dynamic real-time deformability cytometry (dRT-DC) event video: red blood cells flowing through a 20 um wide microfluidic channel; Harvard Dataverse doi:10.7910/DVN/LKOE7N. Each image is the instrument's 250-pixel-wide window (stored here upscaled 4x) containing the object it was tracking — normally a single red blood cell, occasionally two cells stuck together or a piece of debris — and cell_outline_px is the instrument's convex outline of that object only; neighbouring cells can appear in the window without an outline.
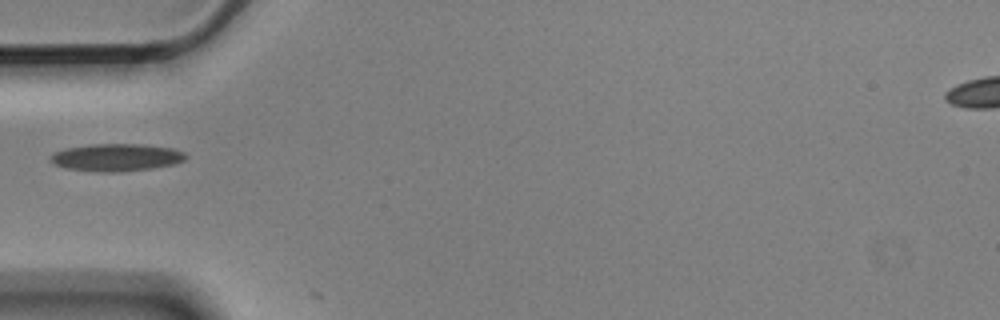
{"species": "Egyptian fruit bat (a non-hibernating species)", "species_latin": "Rousettus aegyptiacus", "temperature_condition": "cold", "stored_images_in_passage": 3, "camera_frame_rate_fps": 3000, "um_per_image_px": 0.085, "animal": {"sex": "male"}, "frame": {"image": 1, "passage_image": 1, "time_ms": 0.0, "image_size_px": [1000, 320], "cell_outline_px": [[188, 156], [184, 160], [176, 164], [152, 168], [112, 172], [104, 172], [64, 168], [48, 160], [48, 156], [52, 152], [64, 148], [92, 144], [140, 144], [172, 148], [184, 152]], "centroid_in_image_um": [9.86, 13.37], "position_along_channel_um": 75.1, "area_um2": 21.73}}
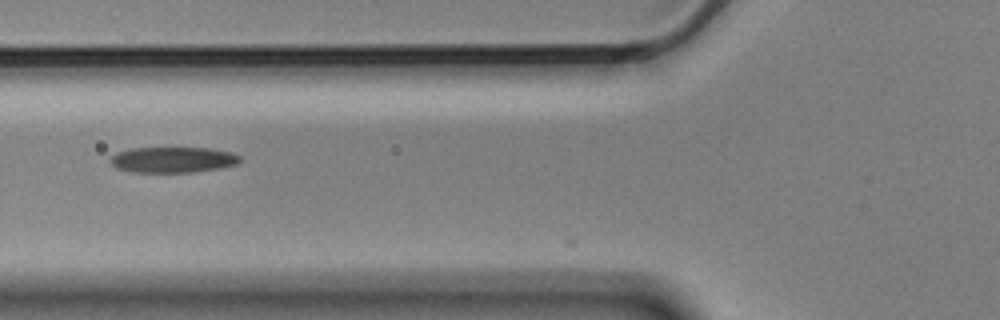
{"frame": {"image": 2, "passage_image": 2, "time_ms": 0.333, "image_size_px": [1000, 320], "cell_outline_px": [[240, 160], [236, 164], [220, 168], [192, 172], [132, 172], [116, 168], [108, 160], [116, 152], [132, 148], [208, 148], [232, 152], [240, 156]], "centroid_in_image_um": [14.67, 13.58], "position_along_channel_um": 111.1, "area_um2": 19.42}}
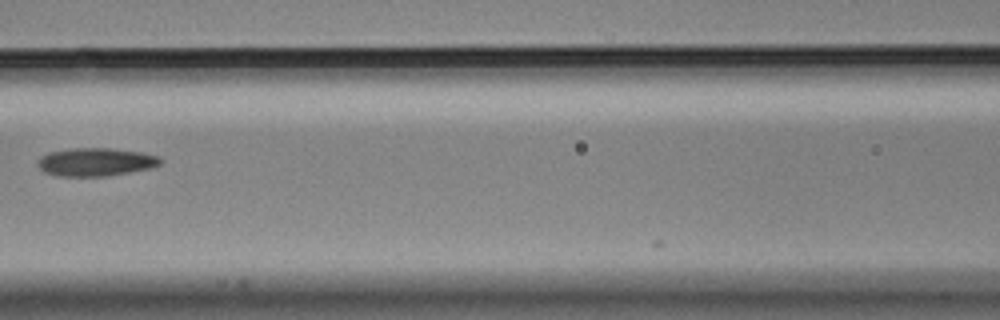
{"frame": {"image": 3, "passage_image": 3, "time_ms": 0.667, "image_size_px": [1000, 320], "cell_outline_px": [[160, 164], [152, 168], [104, 176], [56, 176], [44, 172], [36, 164], [40, 156], [48, 152], [72, 148], [112, 148], [140, 152], [160, 156]], "centroid_in_image_um": [8.1, 13.76], "position_along_channel_um": 158.5, "area_um2": 20.17}}